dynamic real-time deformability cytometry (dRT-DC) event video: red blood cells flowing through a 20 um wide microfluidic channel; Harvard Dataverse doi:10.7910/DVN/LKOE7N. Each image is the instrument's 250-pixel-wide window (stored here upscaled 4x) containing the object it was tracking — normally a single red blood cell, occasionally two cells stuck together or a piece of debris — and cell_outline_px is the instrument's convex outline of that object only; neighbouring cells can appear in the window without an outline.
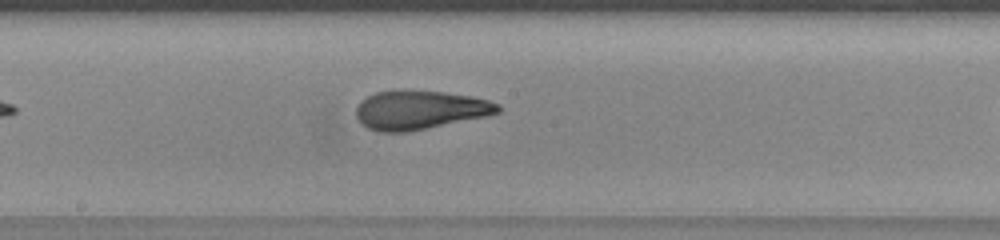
{"species": "human", "species_latin": "Homo sapiens", "temperature_condition": "warm", "stored_images_in_passage": 25, "camera_frame_rate_fps": 3000, "um_per_image_px": 0.085, "donor": {"sex": "female"}, "frame": {"image": 1, "passage_image": 11, "time_ms": 3.333, "image_size_px": [1000, 240], "cell_outline_px": [[500, 112], [488, 116], [404, 132], [380, 132], [368, 128], [356, 116], [356, 104], [360, 100], [376, 92], [400, 88], [444, 92], [472, 96], [488, 100], [500, 104]], "centroid_in_image_um": [35.67, 9.31], "position_along_channel_um": 212.5, "area_um2": 32.43}}
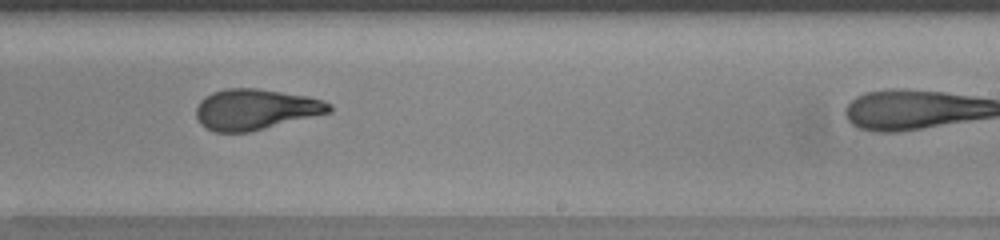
{"frame": {"image": 2, "passage_image": 15, "time_ms": 4.667, "image_size_px": [1000, 240], "cell_outline_px": [[332, 112], [248, 132], [216, 132], [200, 124], [196, 116], [196, 108], [200, 100], [204, 96], [212, 92], [228, 88], [256, 88], [308, 96], [332, 104]], "centroid_in_image_um": [21.7, 9.29], "position_along_channel_um": 267.3, "area_um2": 31.44}}